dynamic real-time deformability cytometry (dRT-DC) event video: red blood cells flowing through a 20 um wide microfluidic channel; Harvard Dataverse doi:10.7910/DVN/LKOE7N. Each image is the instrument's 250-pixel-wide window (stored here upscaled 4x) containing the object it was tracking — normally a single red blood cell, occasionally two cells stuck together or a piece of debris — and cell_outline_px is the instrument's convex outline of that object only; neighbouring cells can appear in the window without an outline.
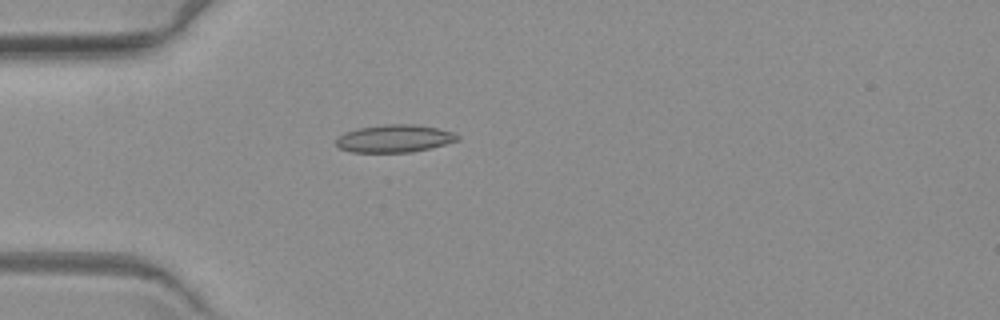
{"species": "common noctule bat (a hibernating species)", "species_latin": "Nyctalus noctula", "temperature_condition": "warm", "stored_images_in_passage": 1, "camera_frame_rate_fps": 3000, "um_per_image_px": 0.085, "animal": {"sex": "female", "body_mass_g": 19.3, "forearm_length_mm": 54.1}, "frame": {"image": 1, "passage_image": 1, "time_ms": 0.0, "image_size_px": [1000, 320], "cell_outline_px": [[460, 140], [432, 148], [412, 152], [352, 152], [340, 148], [336, 144], [336, 140], [344, 132], [356, 128], [384, 124], [412, 124], [436, 128], [452, 132], [460, 136]], "centroid_in_image_um": [33.54, 11.77], "position_along_channel_um": 51.5, "area_um2": 19.59}}